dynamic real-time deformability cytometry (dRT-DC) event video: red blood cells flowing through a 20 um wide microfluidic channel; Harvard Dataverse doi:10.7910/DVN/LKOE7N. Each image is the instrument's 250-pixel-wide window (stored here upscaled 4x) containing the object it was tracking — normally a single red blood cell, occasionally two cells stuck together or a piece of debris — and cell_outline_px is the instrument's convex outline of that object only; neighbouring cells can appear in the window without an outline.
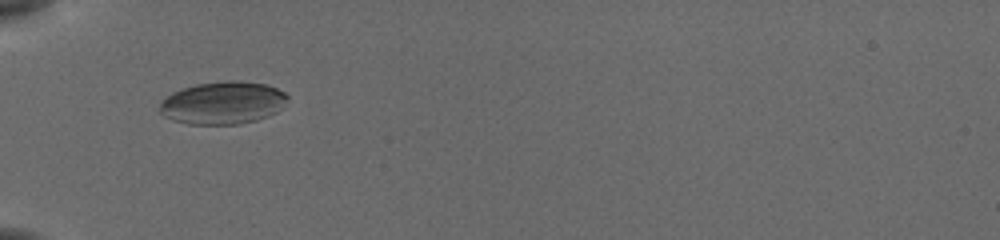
{"species": "common noctule bat (a hibernating species)", "species_latin": "Nyctalus noctula", "temperature_condition": "cold", "stored_images_in_passage": 36, "camera_frame_rate_fps": 3000, "um_per_image_px": 0.085, "animal": {"sex": "female", "body_mass_g": 19.5, "forearm_length_mm": 54.1}, "frame": {"image": 1, "passage_image": 1, "time_ms": 0.0, "image_size_px": [1000, 240], "cell_outline_px": [[288, 96], [280, 108], [276, 112], [268, 116], [256, 120], [240, 124], [188, 124], [172, 120], [164, 116], [160, 112], [160, 100], [172, 92], [180, 88], [196, 84], [228, 80], [240, 80], [268, 84], [284, 92]], "centroid_in_image_um": [18.91, 8.73], "position_along_channel_um": 66.1, "area_um2": 31.96}}
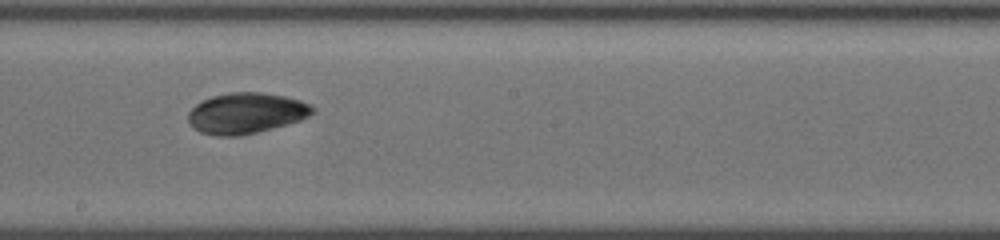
{"frame": {"image": 2, "passage_image": 14, "time_ms": 4.333, "image_size_px": [1000, 240], "cell_outline_px": [[316, 112], [300, 120], [272, 128], [240, 136], [216, 136], [200, 132], [192, 128], [188, 120], [188, 112], [196, 104], [212, 96], [228, 92], [264, 92], [284, 96], [300, 100], [316, 108]], "centroid_in_image_um": [20.91, 9.62], "position_along_channel_um": 227.3, "area_um2": 29.65}}
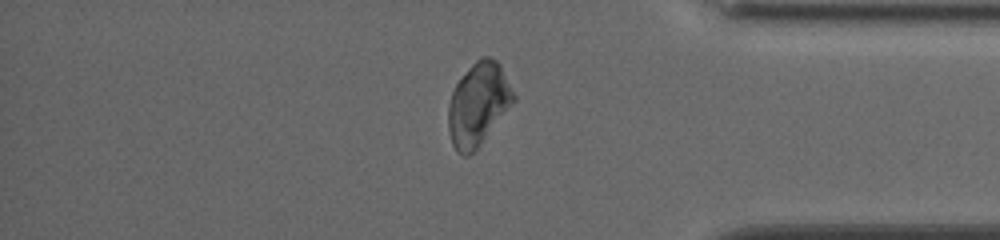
{"frame": {"image": 3, "passage_image": 28, "time_ms": 9.0, "image_size_px": [1000, 240], "cell_outline_px": [[516, 100], [480, 144], [468, 156], [464, 156], [456, 152], [452, 144], [448, 132], [448, 104], [452, 92], [456, 84], [468, 68], [480, 56], [488, 56], [496, 60], [500, 64], [516, 96]], "centroid_in_image_um": [40.64, 8.85], "position_along_channel_um": 394.6, "area_um2": 31.44}, "authors_computed_cell_mechanics": {"area_um2": 29.7381, "velocity_mm_per_s": 3.8756, "shape_relaxation_time_tau1_ms": 2.2951, "shape_relaxation_time_tau2_ms": 9.4212, "deformation_change_tau1": 0.0456, "deformation_change_tau2": 0.1085}}